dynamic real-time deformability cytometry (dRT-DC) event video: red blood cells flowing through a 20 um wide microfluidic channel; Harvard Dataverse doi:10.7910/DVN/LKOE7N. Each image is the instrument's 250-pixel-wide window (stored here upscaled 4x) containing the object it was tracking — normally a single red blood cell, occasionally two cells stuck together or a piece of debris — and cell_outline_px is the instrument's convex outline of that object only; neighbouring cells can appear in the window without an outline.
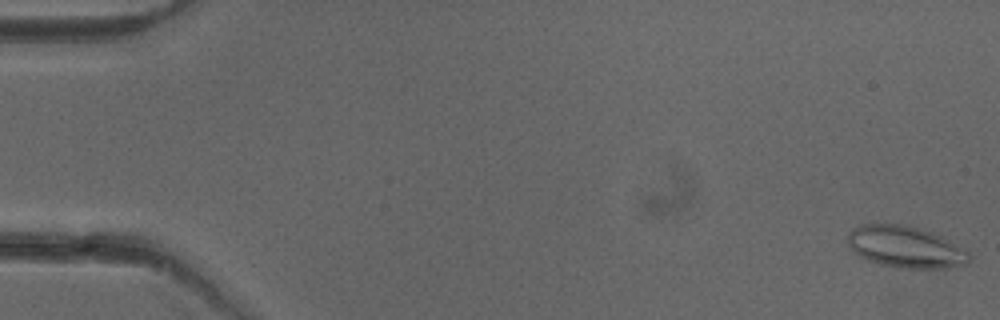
{"species": "common noctule bat (a hibernating species)", "species_latin": "Nyctalus noctula", "temperature_condition": "cold", "stored_images_in_passage": 17, "camera_frame_rate_fps": 3000, "um_per_image_px": 0.085, "animal": {"sex": "female"}, "frame": {"image": 1, "passage_image": 1, "time_ms": 0.0, "image_size_px": [1000, 320], "cell_outline_px": [[972, 260], [968, 264], [948, 268], [896, 268], [880, 264], [868, 260], [860, 256], [848, 244], [848, 232], [852, 228], [860, 224], [904, 224], [920, 228], [944, 236], [968, 248], [972, 256]], "centroid_in_image_um": [77.07, 20.99], "position_along_channel_um": 7.9, "area_um2": 30.23}}